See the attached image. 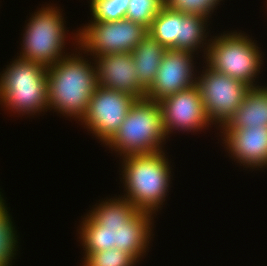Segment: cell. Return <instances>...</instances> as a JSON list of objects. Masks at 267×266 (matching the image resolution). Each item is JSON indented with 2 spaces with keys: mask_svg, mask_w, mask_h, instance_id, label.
I'll list each match as a JSON object with an SVG mask.
<instances>
[{
  "mask_svg": "<svg viewBox=\"0 0 267 266\" xmlns=\"http://www.w3.org/2000/svg\"><path fill=\"white\" fill-rule=\"evenodd\" d=\"M93 21H117L126 17L129 0H90Z\"/></svg>",
  "mask_w": 267,
  "mask_h": 266,
  "instance_id": "cell-21",
  "label": "cell"
},
{
  "mask_svg": "<svg viewBox=\"0 0 267 266\" xmlns=\"http://www.w3.org/2000/svg\"><path fill=\"white\" fill-rule=\"evenodd\" d=\"M221 128L226 150L234 160L247 168L267 167V127Z\"/></svg>",
  "mask_w": 267,
  "mask_h": 266,
  "instance_id": "cell-14",
  "label": "cell"
},
{
  "mask_svg": "<svg viewBox=\"0 0 267 266\" xmlns=\"http://www.w3.org/2000/svg\"><path fill=\"white\" fill-rule=\"evenodd\" d=\"M166 48L149 33L132 50L135 76L139 86L147 92L152 86Z\"/></svg>",
  "mask_w": 267,
  "mask_h": 266,
  "instance_id": "cell-15",
  "label": "cell"
},
{
  "mask_svg": "<svg viewBox=\"0 0 267 266\" xmlns=\"http://www.w3.org/2000/svg\"><path fill=\"white\" fill-rule=\"evenodd\" d=\"M164 5L165 0H129L125 18L149 29Z\"/></svg>",
  "mask_w": 267,
  "mask_h": 266,
  "instance_id": "cell-20",
  "label": "cell"
},
{
  "mask_svg": "<svg viewBox=\"0 0 267 266\" xmlns=\"http://www.w3.org/2000/svg\"><path fill=\"white\" fill-rule=\"evenodd\" d=\"M31 17L23 34V50L17 57L46 67L54 65L65 57L62 51L67 38L64 17L60 9L52 6L41 7Z\"/></svg>",
  "mask_w": 267,
  "mask_h": 266,
  "instance_id": "cell-7",
  "label": "cell"
},
{
  "mask_svg": "<svg viewBox=\"0 0 267 266\" xmlns=\"http://www.w3.org/2000/svg\"><path fill=\"white\" fill-rule=\"evenodd\" d=\"M90 212L79 229L85 254L116 247L137 262L145 256L152 238V213L138 210L122 196L106 199Z\"/></svg>",
  "mask_w": 267,
  "mask_h": 266,
  "instance_id": "cell-1",
  "label": "cell"
},
{
  "mask_svg": "<svg viewBox=\"0 0 267 266\" xmlns=\"http://www.w3.org/2000/svg\"><path fill=\"white\" fill-rule=\"evenodd\" d=\"M75 33L79 50L93 57L109 53L132 52L148 34V29L130 19L117 21H91ZM77 37V38H76Z\"/></svg>",
  "mask_w": 267,
  "mask_h": 266,
  "instance_id": "cell-8",
  "label": "cell"
},
{
  "mask_svg": "<svg viewBox=\"0 0 267 266\" xmlns=\"http://www.w3.org/2000/svg\"><path fill=\"white\" fill-rule=\"evenodd\" d=\"M166 137L160 103L142 98L136 99L106 145L120 156L146 155L163 151L161 145Z\"/></svg>",
  "mask_w": 267,
  "mask_h": 266,
  "instance_id": "cell-4",
  "label": "cell"
},
{
  "mask_svg": "<svg viewBox=\"0 0 267 266\" xmlns=\"http://www.w3.org/2000/svg\"><path fill=\"white\" fill-rule=\"evenodd\" d=\"M213 38L208 40L210 42L205 56L207 65L249 87L259 86L254 82L263 61L256 43L241 32L224 33Z\"/></svg>",
  "mask_w": 267,
  "mask_h": 266,
  "instance_id": "cell-6",
  "label": "cell"
},
{
  "mask_svg": "<svg viewBox=\"0 0 267 266\" xmlns=\"http://www.w3.org/2000/svg\"><path fill=\"white\" fill-rule=\"evenodd\" d=\"M193 55L187 51L167 49L145 98L159 102L167 96L196 85Z\"/></svg>",
  "mask_w": 267,
  "mask_h": 266,
  "instance_id": "cell-12",
  "label": "cell"
},
{
  "mask_svg": "<svg viewBox=\"0 0 267 266\" xmlns=\"http://www.w3.org/2000/svg\"><path fill=\"white\" fill-rule=\"evenodd\" d=\"M180 30L181 12L164 5L153 19L148 33L166 49L179 50Z\"/></svg>",
  "mask_w": 267,
  "mask_h": 266,
  "instance_id": "cell-17",
  "label": "cell"
},
{
  "mask_svg": "<svg viewBox=\"0 0 267 266\" xmlns=\"http://www.w3.org/2000/svg\"><path fill=\"white\" fill-rule=\"evenodd\" d=\"M206 66L201 77H197L196 85L211 124L220 123L221 129L234 116L250 87L240 80L210 68L207 64Z\"/></svg>",
  "mask_w": 267,
  "mask_h": 266,
  "instance_id": "cell-9",
  "label": "cell"
},
{
  "mask_svg": "<svg viewBox=\"0 0 267 266\" xmlns=\"http://www.w3.org/2000/svg\"><path fill=\"white\" fill-rule=\"evenodd\" d=\"M159 103L167 138L173 130L198 132L211 125L197 85L167 96Z\"/></svg>",
  "mask_w": 267,
  "mask_h": 266,
  "instance_id": "cell-11",
  "label": "cell"
},
{
  "mask_svg": "<svg viewBox=\"0 0 267 266\" xmlns=\"http://www.w3.org/2000/svg\"><path fill=\"white\" fill-rule=\"evenodd\" d=\"M267 127V86L250 87L227 129Z\"/></svg>",
  "mask_w": 267,
  "mask_h": 266,
  "instance_id": "cell-16",
  "label": "cell"
},
{
  "mask_svg": "<svg viewBox=\"0 0 267 266\" xmlns=\"http://www.w3.org/2000/svg\"><path fill=\"white\" fill-rule=\"evenodd\" d=\"M164 151L123 157V186L129 200L138 210L154 214L161 208L171 181V167Z\"/></svg>",
  "mask_w": 267,
  "mask_h": 266,
  "instance_id": "cell-3",
  "label": "cell"
},
{
  "mask_svg": "<svg viewBox=\"0 0 267 266\" xmlns=\"http://www.w3.org/2000/svg\"><path fill=\"white\" fill-rule=\"evenodd\" d=\"M207 20H209L207 17L181 12L179 50L195 54L194 52L198 50L197 48H203L204 45H207L203 49L204 54H206L209 46V43L206 42L207 33L205 32L207 25L205 22Z\"/></svg>",
  "mask_w": 267,
  "mask_h": 266,
  "instance_id": "cell-18",
  "label": "cell"
},
{
  "mask_svg": "<svg viewBox=\"0 0 267 266\" xmlns=\"http://www.w3.org/2000/svg\"><path fill=\"white\" fill-rule=\"evenodd\" d=\"M221 0H165V5L182 13L209 18ZM215 8V9H214Z\"/></svg>",
  "mask_w": 267,
  "mask_h": 266,
  "instance_id": "cell-23",
  "label": "cell"
},
{
  "mask_svg": "<svg viewBox=\"0 0 267 266\" xmlns=\"http://www.w3.org/2000/svg\"><path fill=\"white\" fill-rule=\"evenodd\" d=\"M71 55L67 54L47 67L48 110L53 108L62 115L81 121L99 85L95 66L80 56V52Z\"/></svg>",
  "mask_w": 267,
  "mask_h": 266,
  "instance_id": "cell-2",
  "label": "cell"
},
{
  "mask_svg": "<svg viewBox=\"0 0 267 266\" xmlns=\"http://www.w3.org/2000/svg\"><path fill=\"white\" fill-rule=\"evenodd\" d=\"M4 202L0 192V266H10L17 253L18 236Z\"/></svg>",
  "mask_w": 267,
  "mask_h": 266,
  "instance_id": "cell-19",
  "label": "cell"
},
{
  "mask_svg": "<svg viewBox=\"0 0 267 266\" xmlns=\"http://www.w3.org/2000/svg\"><path fill=\"white\" fill-rule=\"evenodd\" d=\"M96 63L97 84L133 95L137 99L145 98L146 92L139 86L135 76V63L131 52L109 53L94 57Z\"/></svg>",
  "mask_w": 267,
  "mask_h": 266,
  "instance_id": "cell-13",
  "label": "cell"
},
{
  "mask_svg": "<svg viewBox=\"0 0 267 266\" xmlns=\"http://www.w3.org/2000/svg\"><path fill=\"white\" fill-rule=\"evenodd\" d=\"M84 257L83 266H134L137 263L130 254L116 247L84 254Z\"/></svg>",
  "mask_w": 267,
  "mask_h": 266,
  "instance_id": "cell-22",
  "label": "cell"
},
{
  "mask_svg": "<svg viewBox=\"0 0 267 266\" xmlns=\"http://www.w3.org/2000/svg\"><path fill=\"white\" fill-rule=\"evenodd\" d=\"M17 58L0 76V104L22 115L47 111V67Z\"/></svg>",
  "mask_w": 267,
  "mask_h": 266,
  "instance_id": "cell-5",
  "label": "cell"
},
{
  "mask_svg": "<svg viewBox=\"0 0 267 266\" xmlns=\"http://www.w3.org/2000/svg\"><path fill=\"white\" fill-rule=\"evenodd\" d=\"M136 99L129 93L98 86L81 122L98 140L106 144L118 131Z\"/></svg>",
  "mask_w": 267,
  "mask_h": 266,
  "instance_id": "cell-10",
  "label": "cell"
}]
</instances>
